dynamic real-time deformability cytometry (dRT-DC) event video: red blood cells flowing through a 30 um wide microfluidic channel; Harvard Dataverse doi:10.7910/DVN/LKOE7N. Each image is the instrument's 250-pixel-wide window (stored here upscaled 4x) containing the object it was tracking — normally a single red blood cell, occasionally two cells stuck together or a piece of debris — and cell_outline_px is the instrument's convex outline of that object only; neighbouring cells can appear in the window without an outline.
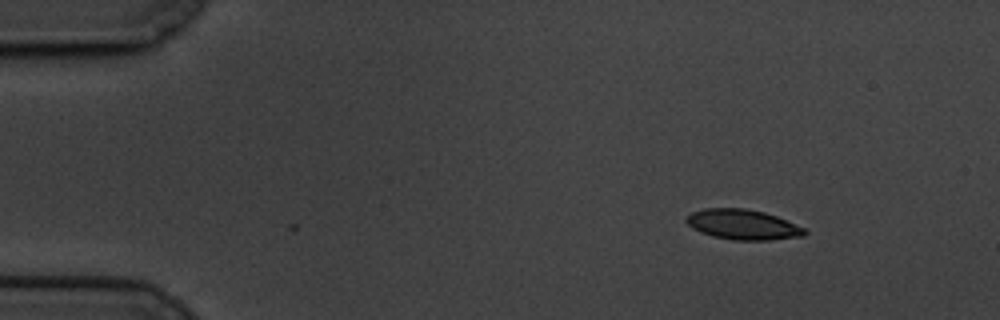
{"species": "common noctule bat (a hibernating species)", "species_latin": "Nyctalus noctula", "temperature_condition": "cold", "stored_images_in_passage": 2, "camera_frame_rate_fps": 3000, "um_per_image_px": 0.085, "animal": {"sex": "male", "body_mass_g": 19.5, "forearm_length_mm": 54.6}, "frame": {"image": 1, "passage_image": 2, "time_ms": 0.333, "image_size_px": [1000, 320], "cell_outline_px": [[808, 232], [804, 236], [768, 240], [732, 240], [712, 236], [700, 232], [692, 228], [684, 220], [692, 212], [704, 208], [744, 208], [764, 212], [776, 216], [804, 228]], "centroid_in_image_um": [63.12, 19.09], "position_along_channel_um": 21.9, "area_um2": 20.75}}